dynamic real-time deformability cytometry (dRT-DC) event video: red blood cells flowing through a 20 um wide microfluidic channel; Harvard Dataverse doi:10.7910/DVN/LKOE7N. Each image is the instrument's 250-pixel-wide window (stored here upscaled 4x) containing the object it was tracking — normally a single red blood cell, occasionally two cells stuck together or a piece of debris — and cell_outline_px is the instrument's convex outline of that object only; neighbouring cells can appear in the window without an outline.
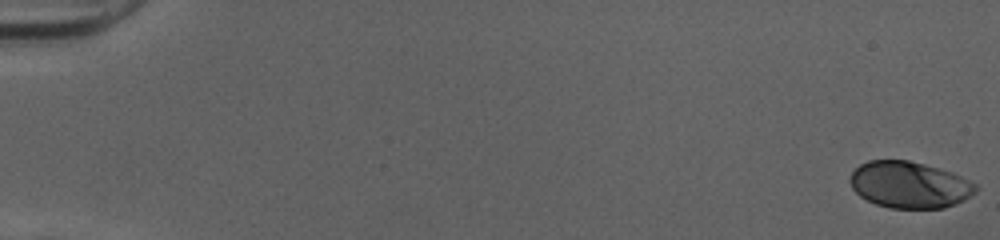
{"species": "human", "species_latin": "Homo sapiens", "temperature_condition": "cold", "stored_images_in_passage": 52, "camera_frame_rate_fps": 3000, "um_per_image_px": 0.085, "donor": {"sex": "female"}, "frame": {"image": 1, "passage_image": 1, "time_ms": 0.0, "image_size_px": [1000, 240], "cell_outline_px": [[976, 192], [964, 200], [956, 204], [944, 208], [892, 208], [876, 204], [860, 196], [852, 188], [848, 180], [852, 172], [860, 164], [868, 160], [908, 160], [924, 164], [952, 172], [976, 184]], "centroid_in_image_um": [77.29, 15.7], "position_along_channel_um": 7.7, "area_um2": 34.04}}
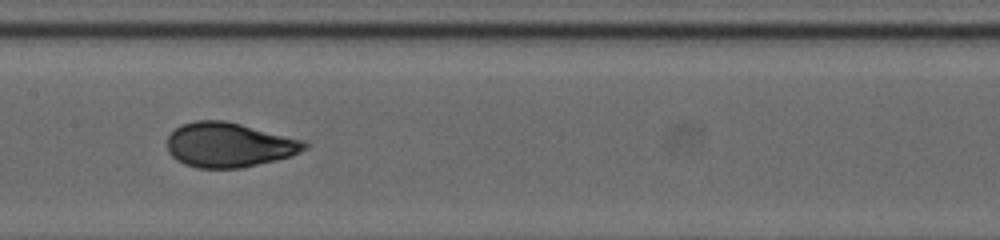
{"frame": {"image": 2, "passage_image": 28, "time_ms": 9.0, "image_size_px": [1000, 240], "cell_outline_px": [[308, 148], [292, 156], [276, 160], [240, 168], [196, 168], [184, 164], [176, 160], [168, 152], [168, 136], [180, 124], [196, 120], [224, 120], [308, 140]], "centroid_in_image_um": [19.51, 12.31], "position_along_channel_um": 187.9, "area_um2": 36.13}}
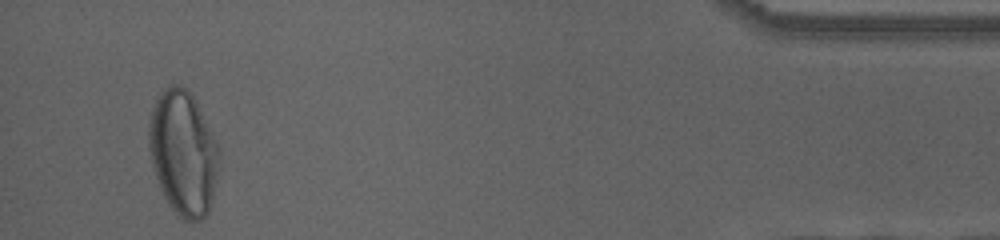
{"frame": {"image": 3, "passage_image": 50, "time_ms": 16.333, "image_size_px": [1000, 240], "cell_outline_px": [[220, 152], [216, 180], [208, 212], [200, 220], [184, 220], [168, 204], [160, 188], [152, 164], [148, 148], [148, 124], [152, 104], [160, 92], [172, 84], [180, 84], [188, 88], [220, 148]], "centroid_in_image_um": [15.54, 12.95], "position_along_channel_um": 419.7, "area_um2": 50.86}, "authors_computed_cell_mechanics": {"area_um2": 35.2291, "velocity_mm_per_s": 4.0339, "shape_relaxation_time_tau1_ms": 4.7332, "shape_relaxation_time_tau2_ms": null, "deformation_change_tau1": 0.2044, "deformation_change_tau2": null}}